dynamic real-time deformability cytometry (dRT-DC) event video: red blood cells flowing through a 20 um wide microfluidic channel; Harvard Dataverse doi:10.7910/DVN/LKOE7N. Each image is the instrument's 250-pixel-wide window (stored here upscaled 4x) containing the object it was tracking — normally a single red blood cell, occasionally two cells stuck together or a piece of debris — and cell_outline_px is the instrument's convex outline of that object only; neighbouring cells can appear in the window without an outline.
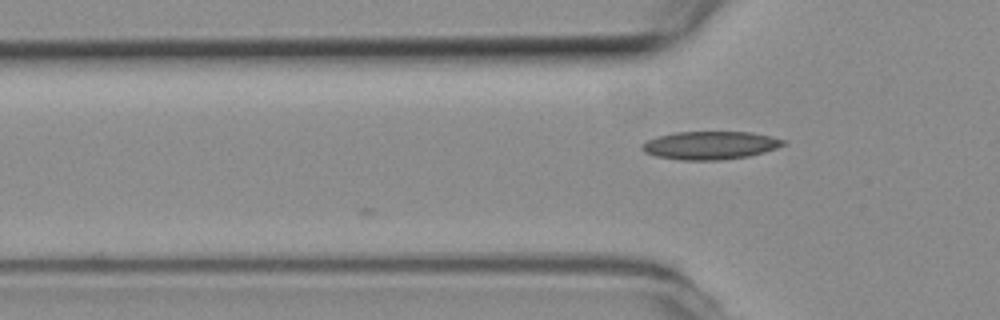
{"species": "common noctule bat (a hibernating species)", "species_latin": "Nyctalus noctula", "temperature_condition": "room temperature", "stored_images_in_passage": 5, "camera_frame_rate_fps": 3000, "um_per_image_px": 0.085, "animal": {"sex": "female", "body_mass_g": 19.3, "forearm_length_mm": 54.1}, "frame": {"image": 1, "passage_image": 5, "time_ms": 1.333, "image_size_px": [1000, 320], "cell_outline_px": [[784, 144], [776, 148], [764, 152], [748, 156], [720, 160], [680, 160], [656, 156], [644, 152], [640, 148], [640, 144], [648, 140], [660, 136], [676, 132], [752, 132], [784, 140]], "centroid_in_image_um": [60.32, 12.36], "position_along_channel_um": 65.5, "area_um2": 22.95}}